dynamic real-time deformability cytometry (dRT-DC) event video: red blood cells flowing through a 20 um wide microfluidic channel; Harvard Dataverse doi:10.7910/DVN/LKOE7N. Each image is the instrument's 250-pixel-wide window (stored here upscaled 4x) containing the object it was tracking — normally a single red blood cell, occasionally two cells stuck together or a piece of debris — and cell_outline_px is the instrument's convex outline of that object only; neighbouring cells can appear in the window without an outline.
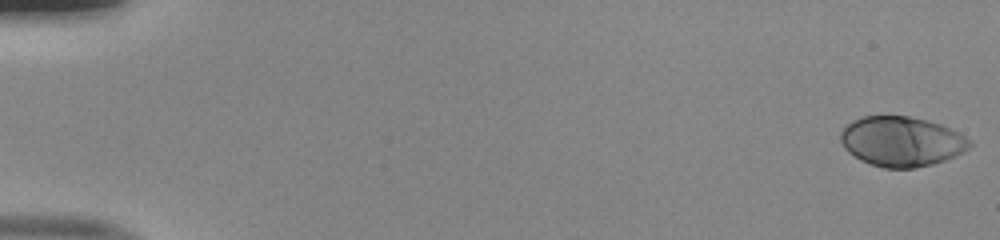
{"species": "human", "species_latin": "Homo sapiens", "temperature_condition": "room temperature", "stored_images_in_passage": 52, "camera_frame_rate_fps": 3000, "um_per_image_px": 0.085, "donor": {"sex": "male"}, "frame": {"image": 1, "passage_image": 1, "time_ms": 0.0, "image_size_px": [1000, 240], "cell_outline_px": [[972, 144], [964, 152], [956, 156], [932, 164], [916, 168], [884, 168], [860, 160], [848, 152], [844, 148], [840, 140], [840, 132], [852, 120], [860, 116], [908, 116], [928, 120], [940, 124], [972, 140]], "centroid_in_image_um": [76.62, 12.02], "position_along_channel_um": 8.4, "area_um2": 37.57}}
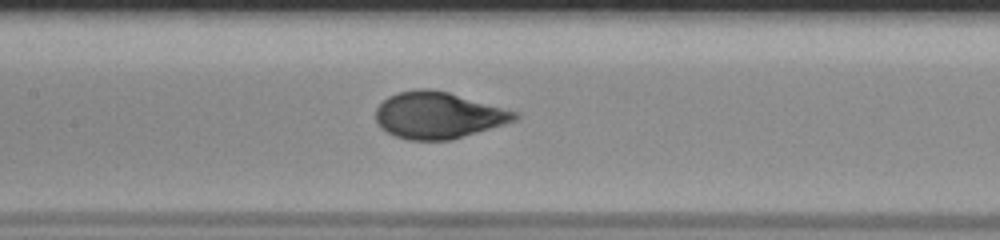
{"frame": {"image": 2, "passage_image": 26, "time_ms": 8.333, "image_size_px": [1000, 240], "cell_outline_px": [[520, 116], [516, 120], [504, 124], [452, 140], [408, 140], [396, 136], [380, 128], [376, 120], [376, 108], [388, 96], [396, 92], [416, 88], [432, 88], [448, 92], [520, 112]], "centroid_in_image_um": [37.25, 9.78], "position_along_channel_um": 170.1, "area_um2": 37.97}}
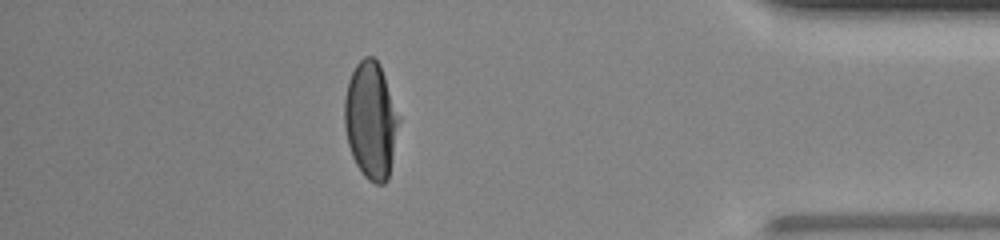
{"frame": {"image": 3, "passage_image": 46, "time_ms": 15.0, "image_size_px": [1000, 240], "cell_outline_px": [[400, 120], [388, 180], [384, 184], [376, 184], [368, 180], [364, 176], [356, 164], [352, 156], [348, 144], [344, 128], [344, 96], [348, 80], [356, 64], [364, 56], [372, 56], [380, 64], [400, 116]], "centroid_in_image_um": [31.52, 10.22], "position_along_channel_um": 403.7, "area_um2": 37.4}, "authors_computed_cell_mechanics": {"area_um2": 37.57, "velocity_mm_per_s": 4.0169, "shape_relaxation_time_tau1_ms": 3.9399, "shape_relaxation_time_tau2_ms": null, "deformation_change_tau1": 0.191, "deformation_change_tau2": null}}